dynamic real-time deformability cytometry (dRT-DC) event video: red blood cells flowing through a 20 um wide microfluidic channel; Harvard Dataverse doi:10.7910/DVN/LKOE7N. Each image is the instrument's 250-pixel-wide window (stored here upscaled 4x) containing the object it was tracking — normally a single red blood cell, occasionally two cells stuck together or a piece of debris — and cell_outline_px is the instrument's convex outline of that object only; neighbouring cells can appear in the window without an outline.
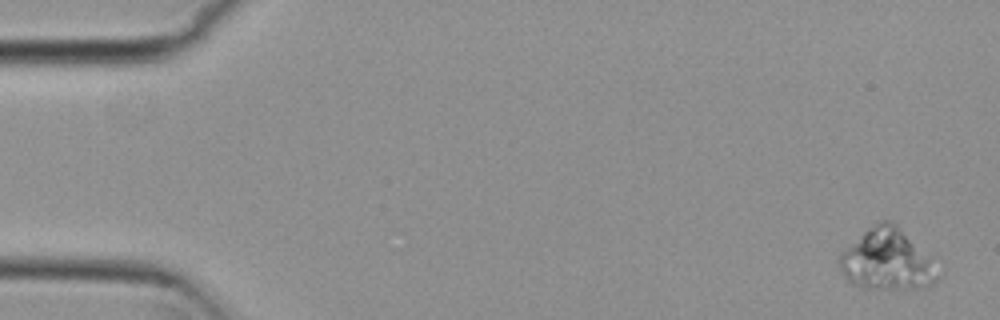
{"species": "common noctule bat (a hibernating species)", "species_latin": "Nyctalus noctula", "temperature_condition": "cold", "stored_images_in_passage": 5, "camera_frame_rate_fps": 3000, "um_per_image_px": 0.085, "animal": {"sex": "female", "body_mass_g": 29.2, "forearm_length_mm": 56.3}, "frame": {"image": 1, "passage_image": 1, "time_ms": 0.0, "image_size_px": [1000, 320], "cell_outline_px": [[940, 280], [932, 284], [916, 288], [864, 288], [852, 284], [844, 280], [840, 272], [836, 260], [840, 252], [864, 232], [880, 220], [892, 220], [896, 224], [928, 260], [940, 276]], "centroid_in_image_um": [75.27, 22.11], "position_along_channel_um": 9.7, "area_um2": 34.16}}